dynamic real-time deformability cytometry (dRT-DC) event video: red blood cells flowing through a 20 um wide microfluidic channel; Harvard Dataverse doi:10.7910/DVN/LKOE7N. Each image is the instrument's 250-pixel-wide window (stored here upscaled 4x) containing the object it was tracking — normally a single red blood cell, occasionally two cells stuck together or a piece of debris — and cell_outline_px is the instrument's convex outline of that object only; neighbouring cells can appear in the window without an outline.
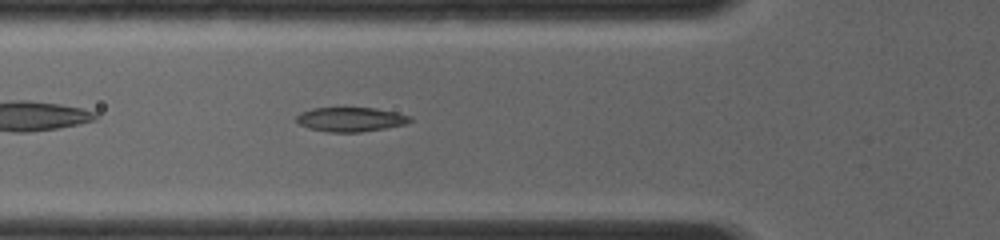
{"species": "common noctule bat (a hibernating species)", "species_latin": "Nyctalus noctula", "temperature_condition": "room temperature", "stored_images_in_passage": 13, "camera_frame_rate_fps": 4000, "um_per_image_px": 0.085, "animal": {"sex": "female", "body_mass_g": 19.0, "forearm_length_mm": 56.7}, "frame": {"image": 1, "passage_image": 4, "time_ms": 1.25, "image_size_px": [1000, 240], "cell_outline_px": [[412, 120], [404, 124], [384, 128], [360, 132], [328, 132], [308, 128], [300, 124], [296, 120], [296, 116], [300, 112], [312, 108], [376, 108], [396, 112], [412, 116]], "centroid_in_image_um": [29.79, 10.14], "position_along_channel_um": 96.0, "area_um2": 16.07}}
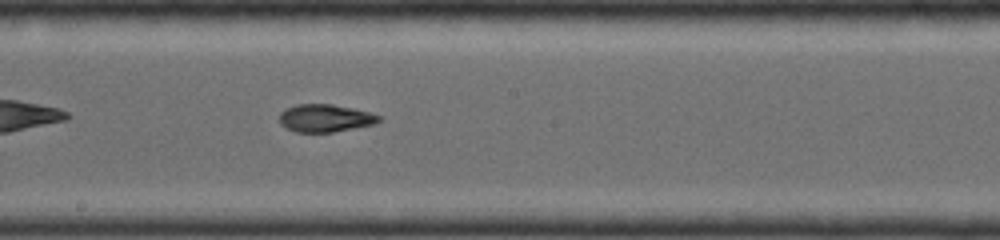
{"frame": {"image": 2, "passage_image": 11, "time_ms": 4.0, "image_size_px": [1000, 240], "cell_outline_px": [[380, 120], [376, 124], [332, 132], [296, 132], [280, 124], [280, 112], [296, 104], [332, 104], [352, 108], [368, 112], [380, 116]], "centroid_in_image_um": [27.64, 10.04], "position_along_channel_um": 220.6, "area_um2": 15.9}}